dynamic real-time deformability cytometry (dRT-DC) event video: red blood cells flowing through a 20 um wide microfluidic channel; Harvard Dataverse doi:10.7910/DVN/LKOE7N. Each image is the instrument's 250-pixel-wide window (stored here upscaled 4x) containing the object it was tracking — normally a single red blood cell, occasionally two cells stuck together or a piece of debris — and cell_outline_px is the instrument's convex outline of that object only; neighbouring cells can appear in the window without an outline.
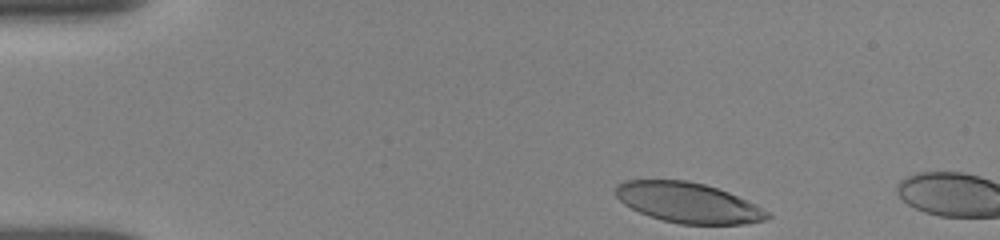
{"species": "human", "species_latin": "Homo sapiens", "temperature_condition": "room temperature", "stored_images_in_passage": 2, "camera_frame_rate_fps": 3000, "um_per_image_px": 0.085, "donor": {"sex": "female"}, "frame": {"image": 1, "passage_image": 1, "time_ms": 0.0, "image_size_px": [1000, 240], "cell_outline_px": [[772, 216], [764, 220], [744, 224], [680, 224], [648, 216], [624, 204], [616, 196], [616, 184], [624, 180], [688, 180], [704, 184], [728, 192], [748, 200], [756, 204], [768, 212]], "centroid_in_image_um": [58.49, 17.22], "position_along_channel_um": 26.5, "area_um2": 35.49}}